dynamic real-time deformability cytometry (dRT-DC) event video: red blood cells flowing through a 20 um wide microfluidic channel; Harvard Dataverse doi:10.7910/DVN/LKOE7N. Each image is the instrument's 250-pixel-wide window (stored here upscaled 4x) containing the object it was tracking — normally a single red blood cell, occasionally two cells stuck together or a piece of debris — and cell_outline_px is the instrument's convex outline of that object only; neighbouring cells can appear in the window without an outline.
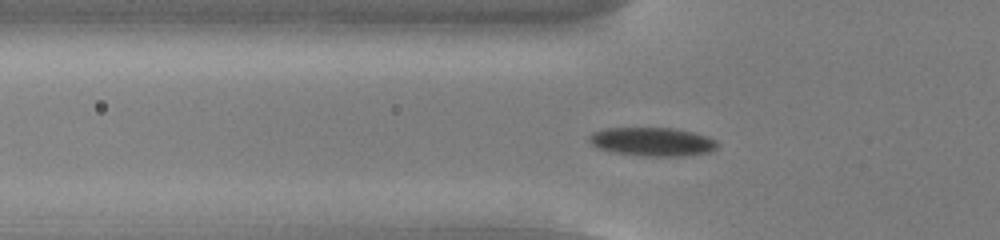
{"species": "common noctule bat (a hibernating species)", "species_latin": "Nyctalus noctula", "temperature_condition": "cold", "stored_images_in_passage": 47, "camera_frame_rate_fps": 3000, "um_per_image_px": 0.085, "animal": {"sex": "male", "body_mass_g": 13.0, "forearm_length_mm": 53.1}, "frame": {"image": 1, "passage_image": 15, "time_ms": 4.667, "image_size_px": [1000, 240], "cell_outline_px": [[716, 148], [708, 152], [684, 156], [644, 156], [612, 152], [600, 148], [592, 144], [588, 140], [588, 136], [592, 132], [604, 128], [676, 128], [708, 136], [716, 140]], "centroid_in_image_um": [55.43, 12.04], "position_along_channel_um": 70.4, "area_um2": 21.39}}
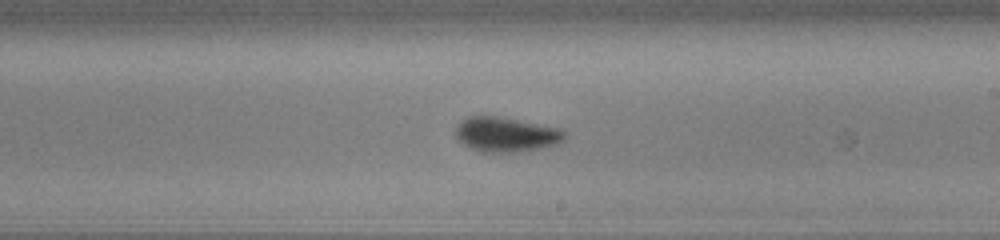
{"frame": {"image": 2, "passage_image": 29, "time_ms": 9.333, "image_size_px": [1000, 240], "cell_outline_px": [[568, 136], [560, 144], [540, 148], [516, 152], [480, 152], [464, 144], [456, 136], [456, 128], [468, 116], [496, 116], [560, 128], [568, 132]], "centroid_in_image_um": [43.09, 11.44], "position_along_channel_um": 245.9, "area_um2": 21.96}}
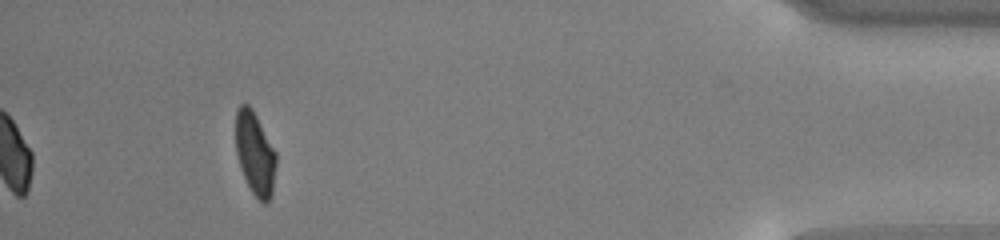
{"frame": {"image": 3, "passage_image": 47, "time_ms": 15.333, "image_size_px": [1000, 240], "cell_outline_px": [[276, 164], [272, 196], [268, 204], [264, 204], [252, 192], [240, 168], [236, 152], [236, 108], [240, 104], [248, 104], [252, 108], [276, 152]], "centroid_in_image_um": [21.68, 13.05], "position_along_channel_um": 413.5, "area_um2": 19.59}, "authors_computed_cell_mechanics": {"area_um2": 20.7502, "velocity_mm_per_s": 3.7862, "shape_relaxation_time_tau1_ms": 2.1168, "shape_relaxation_time_tau2_ms": 1.5867, "deformation_change_tau1": 0.1368, "deformation_change_tau2": 0.0758}}